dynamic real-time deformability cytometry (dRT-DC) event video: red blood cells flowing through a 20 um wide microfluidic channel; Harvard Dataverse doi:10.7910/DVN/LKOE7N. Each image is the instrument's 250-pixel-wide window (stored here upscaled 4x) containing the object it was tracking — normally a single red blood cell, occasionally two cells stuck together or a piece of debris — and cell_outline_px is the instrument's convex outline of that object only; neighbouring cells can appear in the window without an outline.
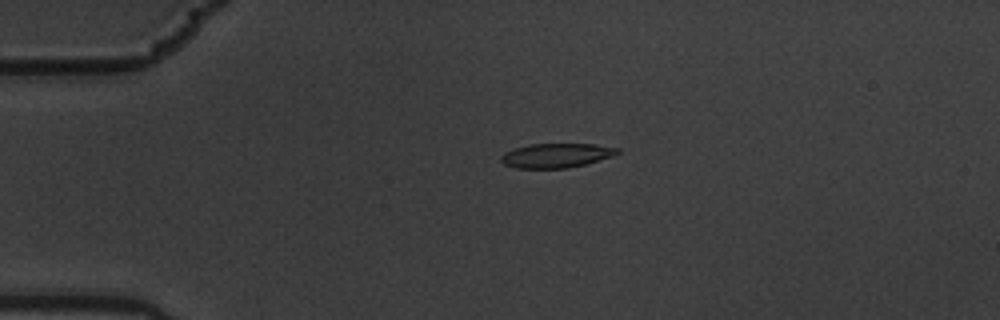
{"species": "common noctule bat (a hibernating species)", "species_latin": "Nyctalus noctula", "temperature_condition": "warm", "stored_images_in_passage": 2, "camera_frame_rate_fps": 3000, "um_per_image_px": 0.085, "animal": {"sex": "male", "body_mass_g": 19.5, "forearm_length_mm": 54.6}, "frame": {"image": 1, "passage_image": 1, "time_ms": 0.0, "image_size_px": [1000, 320], "cell_outline_px": [[620, 152], [612, 156], [584, 164], [568, 168], [516, 168], [504, 164], [500, 160], [500, 156], [504, 152], [528, 144], [596, 144], [620, 148]], "centroid_in_image_um": [47.27, 13.21], "position_along_channel_um": 37.7, "area_um2": 16.47}}